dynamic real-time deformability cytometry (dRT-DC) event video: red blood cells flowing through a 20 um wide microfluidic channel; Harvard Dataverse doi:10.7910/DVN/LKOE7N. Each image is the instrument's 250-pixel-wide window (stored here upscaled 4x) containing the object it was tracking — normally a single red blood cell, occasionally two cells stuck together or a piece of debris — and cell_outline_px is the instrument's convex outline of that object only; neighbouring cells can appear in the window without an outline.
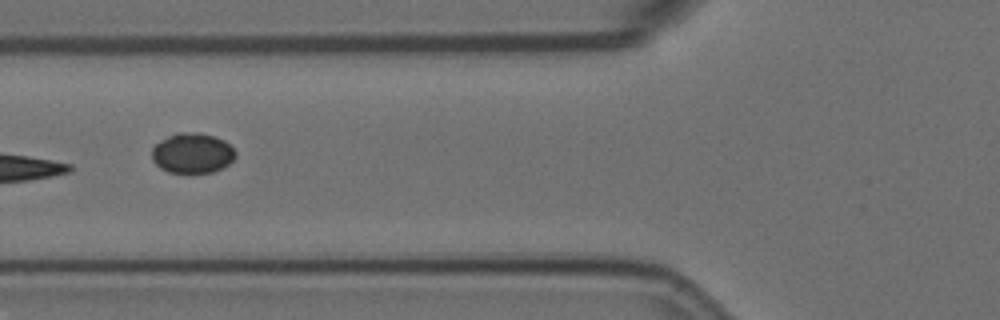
{"species": "Egyptian fruit bat (a non-hibernating species)", "species_latin": "Rousettus aegyptiacus", "temperature_condition": "room temperature", "stored_images_in_passage": 6, "camera_frame_rate_fps": 3000, "um_per_image_px": 0.085, "animal": {"sex": "female"}, "frame": {"image": 1, "passage_image": 4, "time_ms": 1.0, "image_size_px": [1000, 320], "cell_outline_px": [[236, 156], [228, 164], [212, 172], [188, 176], [168, 172], [160, 168], [152, 160], [152, 148], [160, 140], [176, 132], [200, 132], [224, 140], [236, 152]], "centroid_in_image_um": [16.31, 13.05], "position_along_channel_um": 109.5, "area_um2": 20.11}}
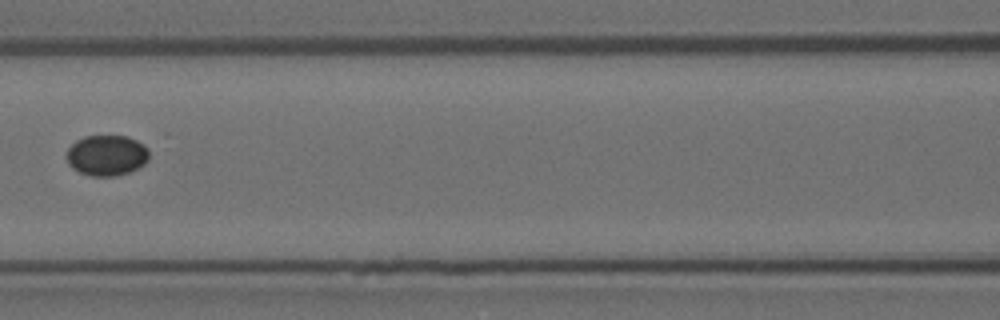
{"frame": {"image": 2, "passage_image": 5, "time_ms": 1.333, "image_size_px": [1000, 320], "cell_outline_px": [[148, 160], [144, 164], [128, 172], [116, 176], [92, 176], [80, 172], [72, 168], [68, 164], [68, 148], [76, 140], [84, 136], [128, 136], [144, 144], [148, 148]], "centroid_in_image_um": [9.08, 13.2], "position_along_channel_um": 157.5, "area_um2": 19.48}}
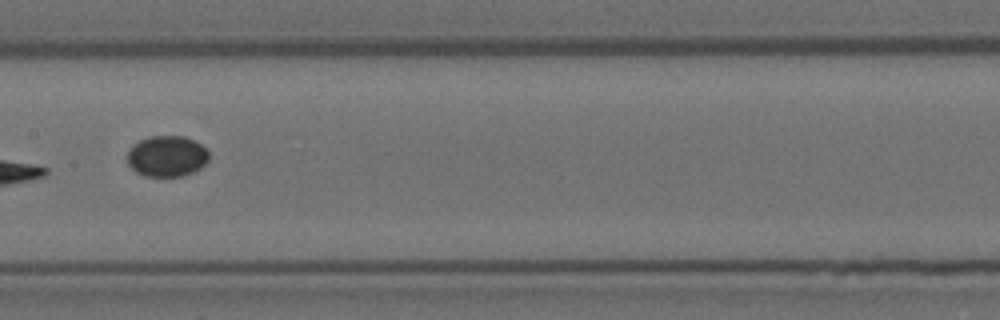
{"frame": {"image": 3, "passage_image": 6, "time_ms": 1.667, "image_size_px": [1000, 320], "cell_outline_px": [[208, 160], [200, 168], [192, 172], [180, 176], [144, 176], [136, 172], [128, 164], [128, 152], [140, 140], [148, 136], [184, 136], [200, 144], [208, 152]], "centroid_in_image_um": [14.18, 13.28], "position_along_channel_um": 193.2, "area_um2": 19.19}}